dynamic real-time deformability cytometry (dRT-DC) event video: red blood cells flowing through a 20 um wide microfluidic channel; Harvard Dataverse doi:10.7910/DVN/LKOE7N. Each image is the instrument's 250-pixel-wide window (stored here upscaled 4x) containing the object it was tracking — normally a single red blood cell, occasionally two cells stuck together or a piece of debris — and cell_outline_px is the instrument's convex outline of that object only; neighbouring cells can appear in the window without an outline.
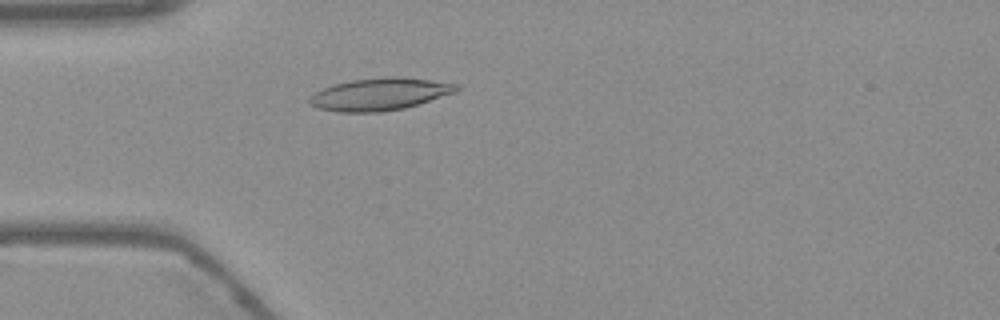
{"species": "Egyptian fruit bat (a non-hibernating species)", "species_latin": "Rousettus aegyptiacus", "temperature_condition": "warm", "stored_images_in_passage": 39, "camera_frame_rate_fps": 3000, "um_per_image_px": 0.085, "frame": {"image": 1, "passage_image": 1, "time_ms": 0.0, "image_size_px": [1000, 320], "cell_outline_px": [[460, 88], [456, 92], [404, 108], [380, 112], [336, 112], [316, 108], [308, 104], [308, 96], [324, 88], [336, 84], [352, 80], [384, 76], [396, 76], [460, 84]], "centroid_in_image_um": [32.24, 8.01], "position_along_channel_um": 52.8, "area_um2": 27.69}}
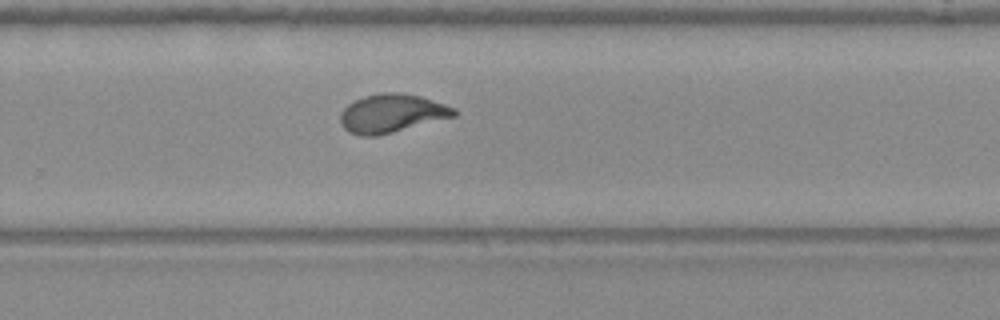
{"frame": {"image": 2, "passage_image": 21, "time_ms": 6.667, "image_size_px": [1000, 320], "cell_outline_px": [[456, 116], [376, 136], [360, 136], [348, 132], [340, 124], [340, 112], [348, 104], [364, 96], [380, 92], [400, 92], [420, 96], [456, 108]], "centroid_in_image_um": [33.27, 9.63], "position_along_channel_um": 296.5, "area_um2": 25.49}}
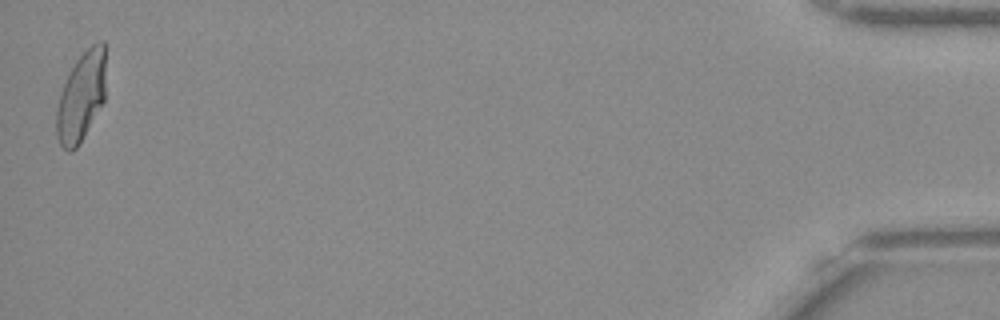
{"frame": {"image": 3, "passage_image": 39, "time_ms": 12.667, "image_size_px": [1000, 320], "cell_outline_px": [[104, 100], [76, 148], [72, 152], [68, 152], [60, 144], [56, 136], [56, 112], [60, 92], [76, 60], [92, 44], [100, 40], [104, 40]], "centroid_in_image_um": [6.88, 8.23], "position_along_channel_um": 428.3, "area_um2": 25.09}, "authors_computed_cell_mechanics": {"area_um2": 25.2586, "velocity_mm_per_s": 3.7699, "shape_relaxation_time_tau1_ms": 6.1128, "shape_relaxation_time_tau2_ms": null, "deformation_change_tau1": 0.2331, "deformation_change_tau2": null}}